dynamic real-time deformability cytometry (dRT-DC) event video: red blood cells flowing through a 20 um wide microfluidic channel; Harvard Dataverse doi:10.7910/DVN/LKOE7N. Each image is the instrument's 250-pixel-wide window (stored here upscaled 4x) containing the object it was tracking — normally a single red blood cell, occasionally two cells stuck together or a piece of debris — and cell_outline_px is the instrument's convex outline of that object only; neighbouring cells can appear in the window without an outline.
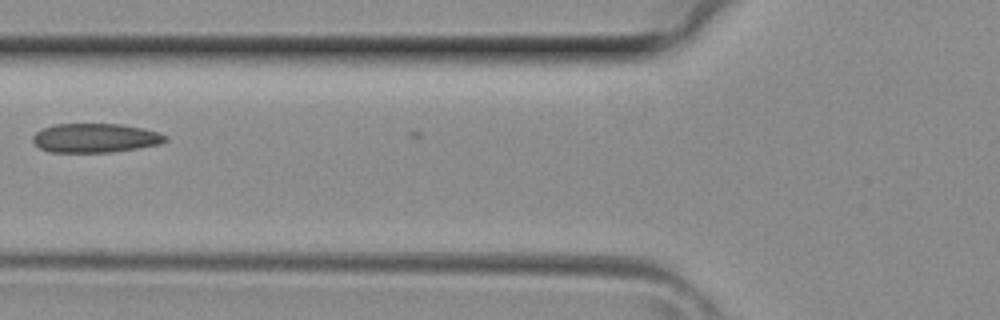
{"species": "common noctule bat (a hibernating species)", "species_latin": "Nyctalus noctula", "temperature_condition": "room temperature", "stored_images_in_passage": 4, "camera_frame_rate_fps": 3000, "um_per_image_px": 0.085, "animal": {"sex": "female", "body_mass_g": 29.2, "forearm_length_mm": 56.3}, "frame": {"image": 1, "passage_image": 4, "time_ms": 1.0, "image_size_px": [1000, 320], "cell_outline_px": [[168, 140], [160, 144], [112, 152], [48, 152], [40, 148], [32, 140], [32, 136], [36, 132], [44, 128], [56, 124], [120, 124], [144, 128], [168, 136]], "centroid_in_image_um": [8.1, 11.73], "position_along_channel_um": 117.7, "area_um2": 22.43}}